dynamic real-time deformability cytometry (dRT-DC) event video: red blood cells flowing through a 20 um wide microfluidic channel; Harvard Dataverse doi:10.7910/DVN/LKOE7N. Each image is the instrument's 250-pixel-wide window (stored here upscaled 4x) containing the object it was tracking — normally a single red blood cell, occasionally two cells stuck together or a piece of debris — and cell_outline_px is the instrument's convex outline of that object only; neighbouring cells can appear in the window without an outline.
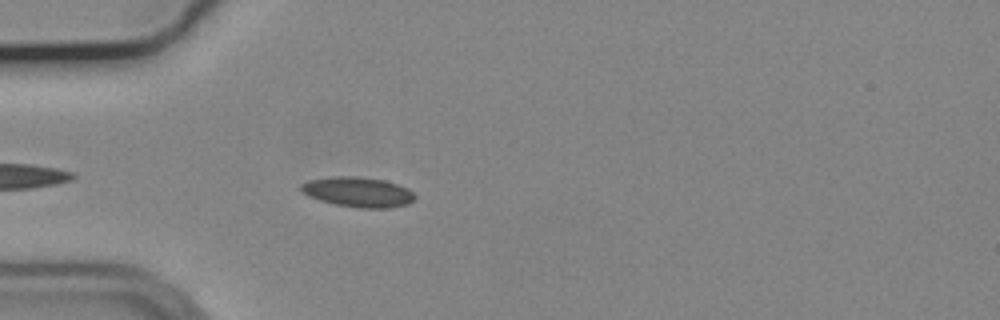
{"species": "common noctule bat (a hibernating species)", "species_latin": "Nyctalus noctula", "temperature_condition": "cold", "stored_images_in_passage": 12, "camera_frame_rate_fps": 3000, "um_per_image_px": 0.085, "animal": {"sex": "male", "body_mass_g": 19.2, "forearm_length_mm": 51.8}, "frame": {"image": 1, "passage_image": 4, "time_ms": 1.0, "image_size_px": [1000, 320], "cell_outline_px": [[416, 196], [408, 204], [388, 208], [360, 208], [336, 204], [320, 200], [308, 196], [300, 192], [300, 184], [308, 180], [336, 176], [352, 176], [384, 180], [408, 188]], "centroid_in_image_um": [30.4, 16.32], "position_along_channel_um": 54.6, "area_um2": 19.83}}
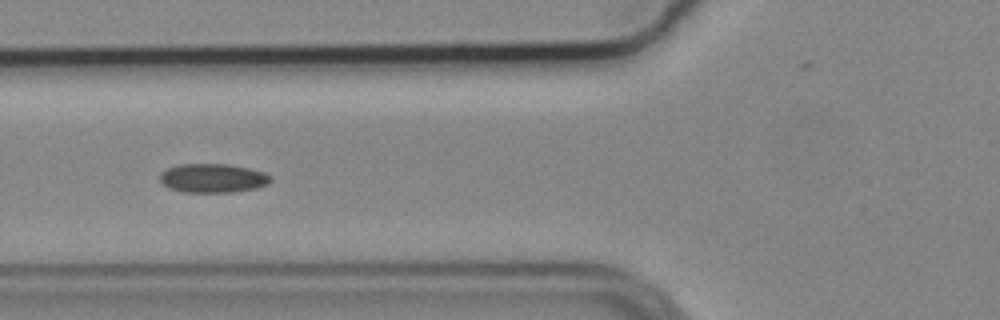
{"frame": {"image": 2, "passage_image": 9, "time_ms": 2.667, "image_size_px": [1000, 320], "cell_outline_px": [[272, 180], [268, 184], [256, 188], [232, 192], [184, 192], [168, 188], [160, 180], [160, 172], [168, 168], [180, 164], [228, 164], [248, 168], [264, 172], [272, 176]], "centroid_in_image_um": [18.1, 15.14], "position_along_channel_um": 107.7, "area_um2": 18.73}}